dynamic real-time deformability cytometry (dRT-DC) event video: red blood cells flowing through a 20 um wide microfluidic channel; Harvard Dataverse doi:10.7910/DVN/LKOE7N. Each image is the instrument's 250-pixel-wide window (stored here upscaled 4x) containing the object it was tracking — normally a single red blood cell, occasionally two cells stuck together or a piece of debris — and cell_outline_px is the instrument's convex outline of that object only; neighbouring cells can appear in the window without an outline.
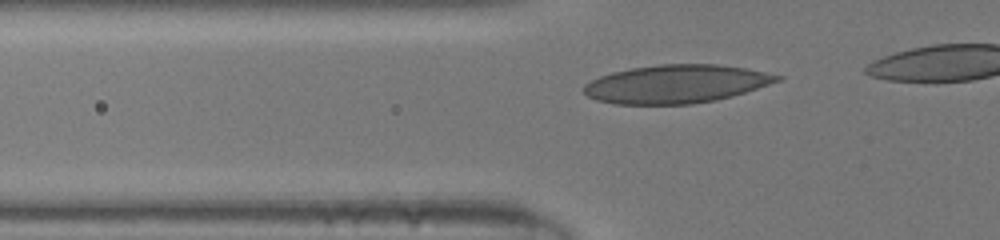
{"species": "human", "species_latin": "Homo sapiens", "temperature_condition": "room temperature", "stored_images_in_passage": 8, "camera_frame_rate_fps": 3000, "um_per_image_px": 0.085, "donor": {"sex": "male"}, "frame": {"image": 1, "passage_image": 2, "time_ms": 0.333, "image_size_px": [1000, 240], "cell_outline_px": [[784, 76], [780, 80], [732, 96], [716, 100], [692, 104], [616, 104], [596, 100], [588, 96], [580, 88], [584, 84], [600, 76], [612, 72], [632, 68], [660, 64], [716, 64], [744, 68]], "centroid_in_image_um": [57.42, 7.14], "position_along_channel_um": 68.4, "area_um2": 42.95}}
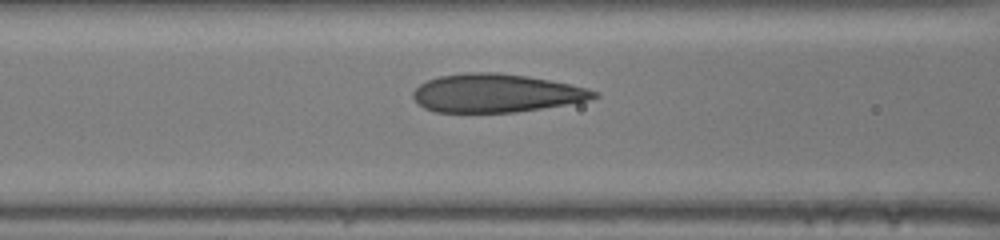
{"frame": {"image": 2, "passage_image": 6, "time_ms": 1.667, "image_size_px": [1000, 240], "cell_outline_px": [[600, 96], [588, 100], [516, 112], [436, 112], [424, 108], [412, 96], [412, 92], [420, 84], [428, 80], [440, 76], [468, 72], [496, 72], [528, 76], [588, 88], [600, 92]], "centroid_in_image_um": [42.16, 7.91], "position_along_channel_um": 124.4, "area_um2": 40.17}}